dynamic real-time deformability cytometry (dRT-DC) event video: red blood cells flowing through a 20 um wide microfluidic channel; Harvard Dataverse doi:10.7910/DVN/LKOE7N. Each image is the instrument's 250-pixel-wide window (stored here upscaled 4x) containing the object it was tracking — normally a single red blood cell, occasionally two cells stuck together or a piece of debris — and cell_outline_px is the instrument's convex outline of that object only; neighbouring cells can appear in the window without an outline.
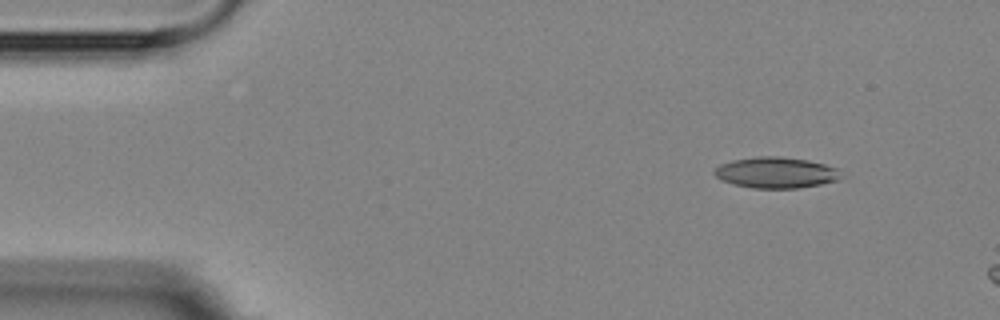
{"species": "Egyptian fruit bat (a non-hibernating species)", "species_latin": "Rousettus aegyptiacus", "temperature_condition": "room temperature", "stored_images_in_passage": 9, "camera_frame_rate_fps": 3000, "um_per_image_px": 0.085, "animal": {"sex": "female"}, "frame": {"image": 1, "passage_image": 1, "time_ms": 0.0, "image_size_px": [1000, 320], "cell_outline_px": [[840, 180], [820, 184], [796, 188], [752, 188], [732, 184], [720, 180], [712, 172], [720, 164], [732, 160], [760, 156], [776, 156], [808, 160], [824, 164], [836, 168], [840, 176]], "centroid_in_image_um": [65.91, 14.67], "position_along_channel_um": 19.1, "area_um2": 22.77}}
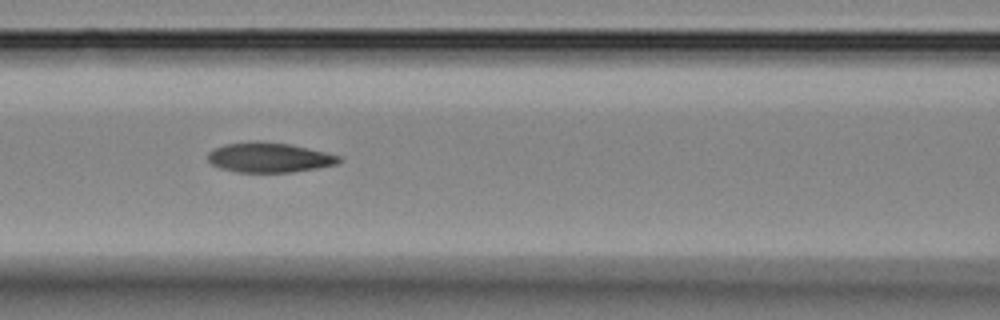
{"frame": {"image": 2, "passage_image": 6, "time_ms": 5.667, "image_size_px": [1000, 320], "cell_outline_px": [[344, 160], [336, 164], [316, 168], [292, 172], [236, 172], [220, 168], [212, 164], [208, 160], [208, 152], [224, 144], [256, 140], [260, 140], [292, 144], [340, 156]], "centroid_in_image_um": [22.88, 13.37], "position_along_channel_um": 143.7, "area_um2": 22.95}}
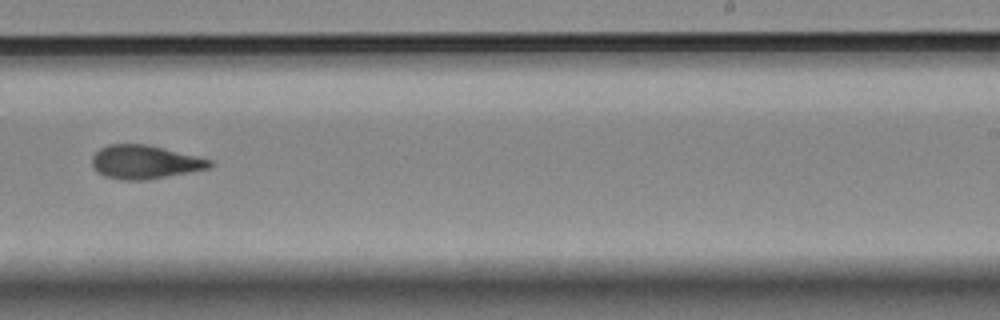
{"frame": {"image": 3, "passage_image": 9, "time_ms": 9.333, "image_size_px": [1000, 320], "cell_outline_px": [[216, 164], [208, 168], [188, 172], [144, 180], [120, 180], [104, 176], [96, 172], [92, 168], [92, 156], [100, 148], [108, 144], [144, 144], [164, 148], [212, 160]], "centroid_in_image_um": [12.26, 13.77], "position_along_channel_um": 276.7, "area_um2": 23.0}}